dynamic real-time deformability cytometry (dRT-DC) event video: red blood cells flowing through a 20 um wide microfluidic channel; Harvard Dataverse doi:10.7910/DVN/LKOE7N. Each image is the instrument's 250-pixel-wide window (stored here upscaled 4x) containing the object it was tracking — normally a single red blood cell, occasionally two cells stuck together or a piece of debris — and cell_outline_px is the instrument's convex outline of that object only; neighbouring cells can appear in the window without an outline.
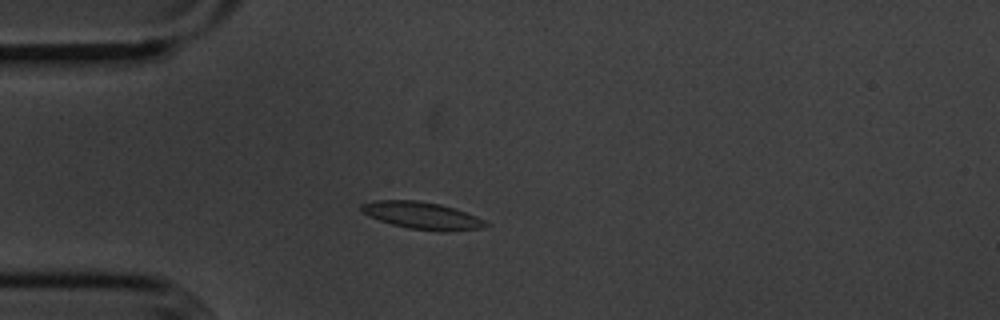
{"species": "common noctule bat (a hibernating species)", "species_latin": "Nyctalus noctula", "temperature_condition": "cold", "stored_images_in_passage": 53, "camera_frame_rate_fps": 3000, "um_per_image_px": 0.085, "animal": {"sex": "male", "body_mass_g": 20.1, "forearm_length_mm": 53.5}, "frame": {"image": 1, "passage_image": 12, "time_ms": 3.667, "image_size_px": [1000, 320], "cell_outline_px": [[492, 224], [484, 228], [444, 232], [408, 228], [392, 224], [368, 216], [360, 212], [360, 204], [376, 200], [416, 200], [440, 204], [476, 216]], "centroid_in_image_um": [35.87, 18.33], "position_along_channel_um": 49.1, "area_um2": 19.77}}
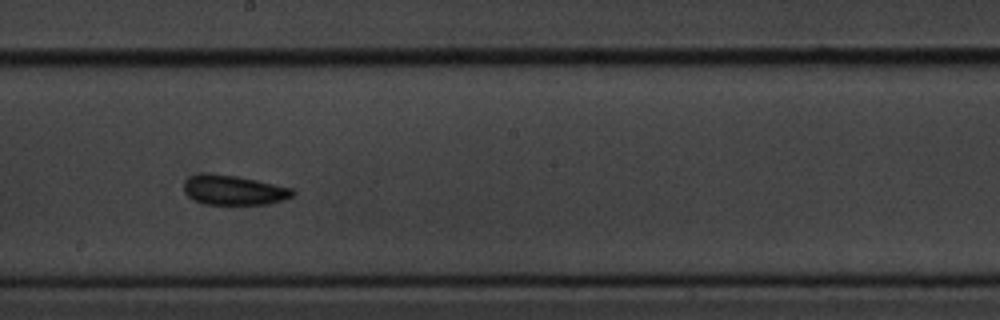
{"frame": {"image": 2, "passage_image": 28, "time_ms": 9.0, "image_size_px": [1000, 320], "cell_outline_px": [[296, 192], [292, 196], [284, 200], [268, 204], [204, 204], [188, 196], [184, 192], [184, 180], [188, 176], [204, 172], [236, 176], [256, 180], [292, 188]], "centroid_in_image_um": [19.84, 16.15], "position_along_channel_um": 228.4, "area_um2": 18.9}}
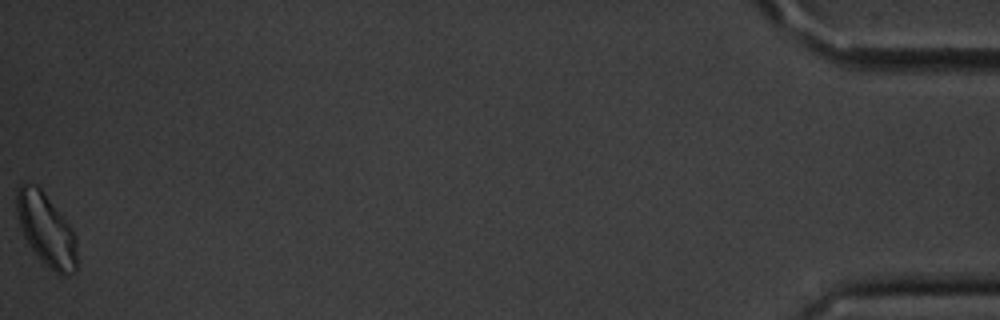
{"frame": {"image": 3, "passage_image": 53, "time_ms": 17.333, "image_size_px": [1000, 320], "cell_outline_px": [[76, 272], [68, 276], [60, 276], [48, 268], [28, 244], [20, 228], [16, 212], [16, 188], [24, 180], [28, 180], [36, 184], [40, 188], [68, 224], [76, 240]], "centroid_in_image_um": [3.88, 19.51], "position_along_channel_um": 431.3, "area_um2": 25.55}, "authors_computed_cell_mechanics": {"area_um2": 18.3226, "velocity_mm_per_s": 3.5851, "shape_relaxation_time_tau1_ms": 4.3775, "shape_relaxation_time_tau2_ms": 5.1705, "deformation_change_tau1": 0.1035, "deformation_change_tau2": 0.0804}}